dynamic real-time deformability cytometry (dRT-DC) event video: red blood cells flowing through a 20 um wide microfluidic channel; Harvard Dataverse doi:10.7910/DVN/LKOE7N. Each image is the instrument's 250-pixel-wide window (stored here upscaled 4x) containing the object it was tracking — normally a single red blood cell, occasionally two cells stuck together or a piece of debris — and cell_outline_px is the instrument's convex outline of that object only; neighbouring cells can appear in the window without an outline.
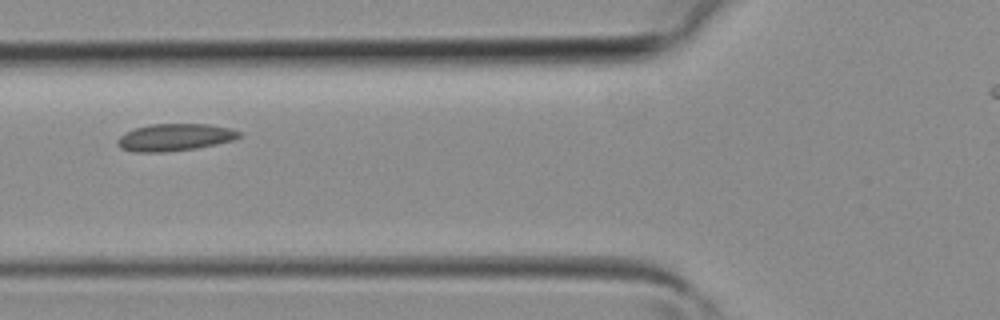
{"species": "common noctule bat (a hibernating species)", "species_latin": "Nyctalus noctula", "temperature_condition": "room temperature", "stored_images_in_passage": 2, "camera_frame_rate_fps": 3000, "um_per_image_px": 0.085, "animal": {"sex": "female", "body_mass_g": 19.3, "forearm_length_mm": 54.1}, "frame": {"image": 1, "passage_image": 2, "time_ms": 0.333, "image_size_px": [1000, 320], "cell_outline_px": [[240, 136], [232, 140], [216, 144], [196, 148], [164, 152], [132, 152], [120, 148], [116, 144], [116, 140], [120, 136], [136, 128], [152, 124], [208, 124], [228, 128], [240, 132]], "centroid_in_image_um": [14.81, 11.68], "position_along_channel_um": 111.0, "area_um2": 19.07}}